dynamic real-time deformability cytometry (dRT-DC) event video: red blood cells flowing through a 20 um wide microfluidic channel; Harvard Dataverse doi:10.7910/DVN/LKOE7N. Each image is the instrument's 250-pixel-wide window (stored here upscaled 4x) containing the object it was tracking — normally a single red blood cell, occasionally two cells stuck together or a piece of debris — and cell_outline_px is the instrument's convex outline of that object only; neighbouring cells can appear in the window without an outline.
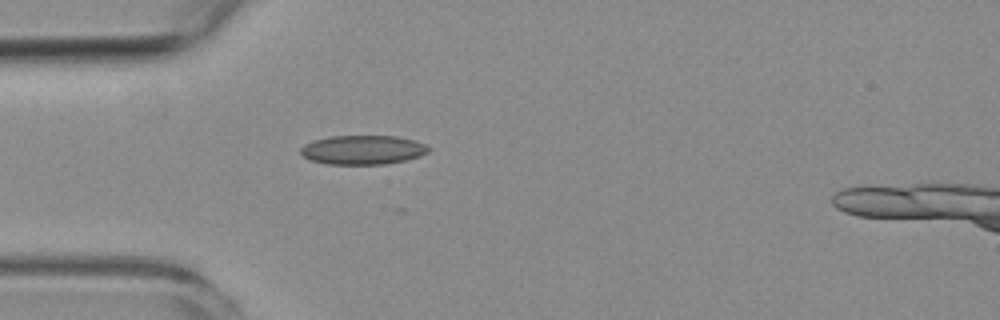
{"species": "common noctule bat (a hibernating species)", "species_latin": "Nyctalus noctula", "temperature_condition": "room temperature", "stored_images_in_passage": 2, "camera_frame_rate_fps": 3000, "um_per_image_px": 0.085, "animal": {"sex": "female", "body_mass_g": 19.3, "forearm_length_mm": 54.1}, "frame": {"image": 1, "passage_image": 2, "time_ms": 1.0, "image_size_px": [1000, 320], "cell_outline_px": [[432, 148], [428, 152], [420, 156], [404, 160], [384, 164], [328, 164], [312, 160], [304, 156], [300, 152], [300, 148], [304, 144], [312, 140], [332, 136], [396, 136], [416, 140]], "centroid_in_image_um": [30.85, 12.73], "position_along_channel_um": 54.1, "area_um2": 21.73}}